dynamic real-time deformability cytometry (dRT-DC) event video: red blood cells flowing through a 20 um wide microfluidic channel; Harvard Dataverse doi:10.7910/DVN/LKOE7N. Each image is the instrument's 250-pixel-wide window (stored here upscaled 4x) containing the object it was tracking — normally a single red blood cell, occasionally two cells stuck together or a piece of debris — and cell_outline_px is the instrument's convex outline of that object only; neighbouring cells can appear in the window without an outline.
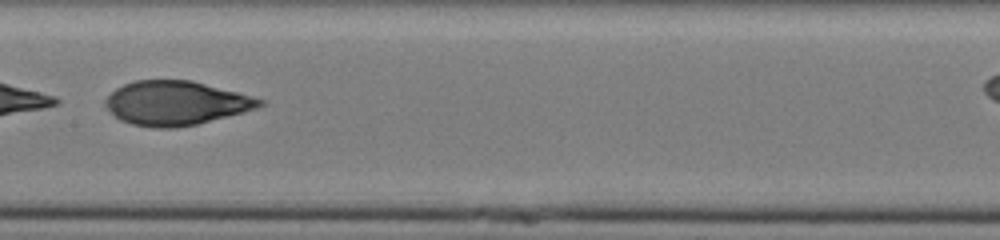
{"species": "human", "species_latin": "Homo sapiens", "temperature_condition": "cold", "stored_images_in_passage": 48, "camera_frame_rate_fps": 3000, "um_per_image_px": 0.085, "donor": {"sex": "male"}, "frame": {"image": 1, "passage_image": 28, "time_ms": 9.0, "image_size_px": [1000, 240], "cell_outline_px": [[264, 104], [256, 108], [244, 112], [196, 124], [176, 128], [156, 128], [132, 124], [120, 120], [108, 108], [108, 96], [116, 88], [124, 84], [136, 80], [192, 80], [236, 92], [264, 100]], "centroid_in_image_um": [14.97, 8.76], "position_along_channel_um": 192.4, "area_um2": 39.07}}
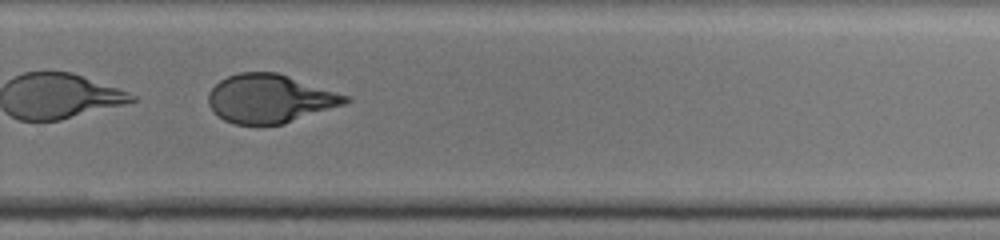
{"frame": {"image": 2, "passage_image": 37, "time_ms": 12.0, "image_size_px": [1000, 240], "cell_outline_px": [[352, 100], [344, 104], [284, 124], [236, 124], [224, 120], [208, 104], [208, 92], [220, 80], [228, 76], [240, 72], [276, 72], [352, 96]], "centroid_in_image_um": [22.97, 8.37], "position_along_channel_um": 306.8, "area_um2": 38.61}, "authors_computed_cell_mechanics": {"area_um2": 42.1362, "velocity_mm_per_s": 3.8181, "shape_relaxation_time_tau1_ms": 1.1723, "shape_relaxation_time_tau2_ms": 1.528, "deformation_change_tau1": 0.3246, "deformation_change_tau2": 0.0729}}